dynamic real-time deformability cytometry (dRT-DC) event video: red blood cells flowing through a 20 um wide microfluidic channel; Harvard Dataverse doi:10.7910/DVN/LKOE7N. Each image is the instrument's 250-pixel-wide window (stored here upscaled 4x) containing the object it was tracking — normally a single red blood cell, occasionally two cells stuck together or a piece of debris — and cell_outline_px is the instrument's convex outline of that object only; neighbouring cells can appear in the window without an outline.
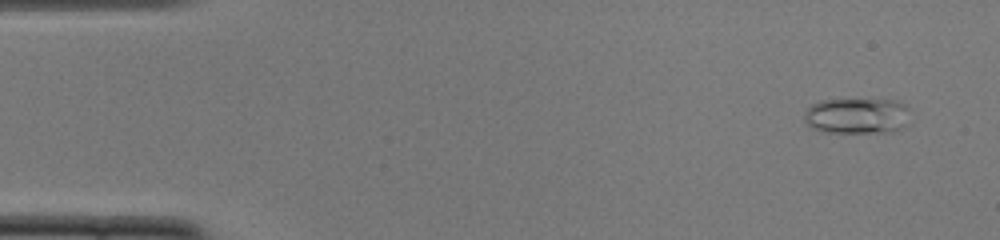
{"species": "common noctule bat (a hibernating species)", "species_latin": "Nyctalus noctula", "temperature_condition": "cold", "stored_images_in_passage": 51, "camera_frame_rate_fps": 3000, "um_per_image_px": 0.085, "animal": {"sex": "female", "body_mass_g": 22.0, "forearm_length_mm": 56.7}, "frame": {"image": 1, "passage_image": 3, "time_ms": 0.667, "image_size_px": [1000, 240], "cell_outline_px": [[908, 124], [892, 132], [824, 132], [812, 128], [804, 120], [804, 112], [812, 104], [820, 100], [896, 100], [904, 104], [908, 108]], "centroid_in_image_um": [72.84, 9.85], "position_along_channel_um": 12.2, "area_um2": 22.08}}
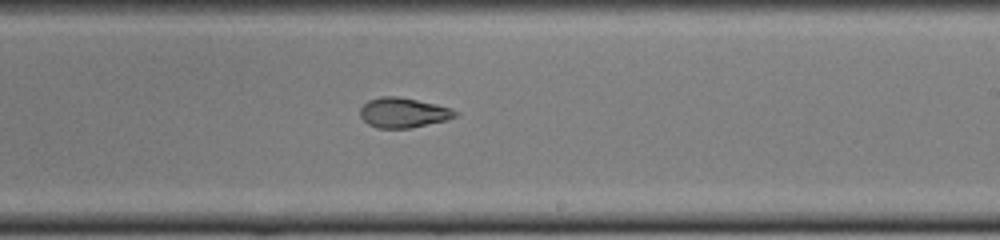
{"frame": {"image": 2, "passage_image": 30, "time_ms": 9.667, "image_size_px": [1000, 240], "cell_outline_px": [[460, 112], [456, 116], [448, 120], [412, 128], [376, 128], [368, 124], [360, 116], [360, 108], [368, 100], [380, 96], [396, 96], [436, 104], [452, 108]], "centroid_in_image_um": [34.3, 9.58], "position_along_channel_um": 254.7, "area_um2": 16.76}}
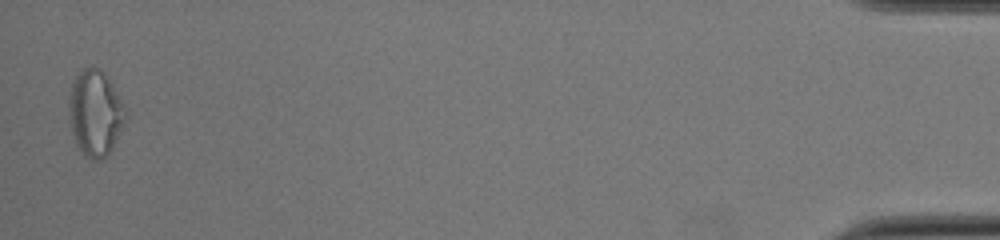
{"frame": {"image": 3, "passage_image": 50, "time_ms": 16.333, "image_size_px": [1000, 240], "cell_outline_px": [[128, 116], [108, 156], [100, 160], [92, 160], [80, 152], [76, 144], [72, 132], [68, 116], [68, 100], [72, 80], [84, 68], [96, 68], [104, 72], [108, 76], [128, 108]], "centroid_in_image_um": [8.12, 9.62], "position_along_channel_um": 427.1, "area_um2": 29.02}, "authors_computed_cell_mechanics": {"area_um2": 18.6694, "velocity_mm_per_s": 3.9415, "shape_relaxation_time_tau1_ms": null, "shape_relaxation_time_tau2_ms": 2.2759, "deformation_change_tau1": null, "deformation_change_tau2": 0.0816}}